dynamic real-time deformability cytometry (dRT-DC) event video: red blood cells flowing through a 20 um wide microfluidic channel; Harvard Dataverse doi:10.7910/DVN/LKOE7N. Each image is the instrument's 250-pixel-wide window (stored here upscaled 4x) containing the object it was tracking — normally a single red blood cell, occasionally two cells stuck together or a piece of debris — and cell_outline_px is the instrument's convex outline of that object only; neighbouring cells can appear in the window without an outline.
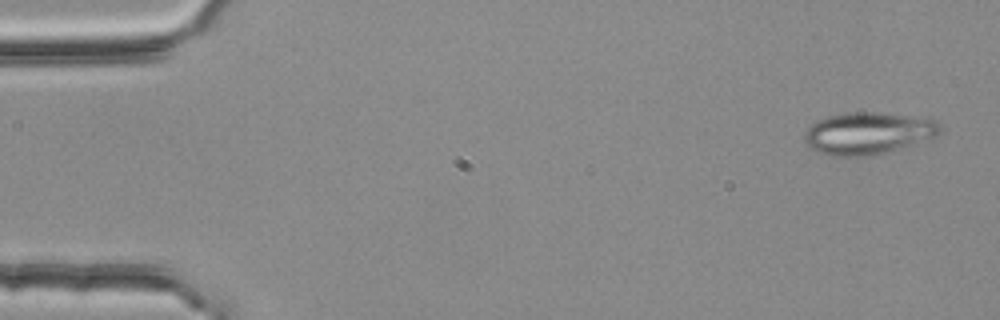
{"species": "common noctule bat (a hibernating species)", "species_latin": "Nyctalus noctula", "temperature_condition": "room temperature", "stored_images_in_passage": 3, "camera_frame_rate_fps": 3000, "um_per_image_px": 0.085, "animal": {"sex": "female", "body_mass_g": 25.1}, "frame": {"image": 1, "passage_image": 1, "time_ms": 0.0, "image_size_px": [1000, 320], "cell_outline_px": [[940, 132], [936, 136], [912, 144], [884, 152], [860, 156], [832, 156], [820, 152], [812, 148], [804, 140], [804, 132], [816, 120], [824, 116], [848, 112], [876, 112], [924, 116], [936, 120], [940, 124]], "centroid_in_image_um": [73.79, 11.28], "position_along_channel_um": 11.2, "area_um2": 33.23}}